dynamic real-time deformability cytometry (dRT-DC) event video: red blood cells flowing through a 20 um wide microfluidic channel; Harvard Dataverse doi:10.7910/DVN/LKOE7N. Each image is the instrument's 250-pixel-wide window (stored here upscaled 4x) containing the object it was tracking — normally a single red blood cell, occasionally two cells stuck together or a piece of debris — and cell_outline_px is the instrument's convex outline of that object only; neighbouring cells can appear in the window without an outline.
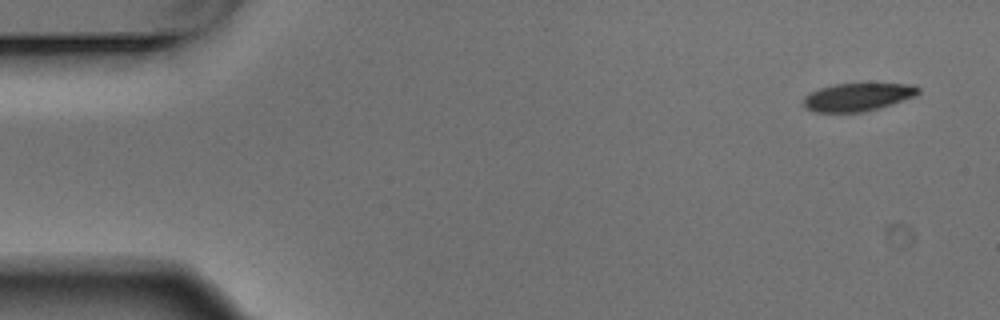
{"species": "Egyptian fruit bat (a non-hibernating species)", "species_latin": "Rousettus aegyptiacus", "temperature_condition": "warm", "stored_images_in_passage": 8, "camera_frame_rate_fps": 3000, "um_per_image_px": 0.085, "animal": {"sex": "male"}, "frame": {"image": 1, "passage_image": 1, "time_ms": 0.0, "image_size_px": [1000, 320], "cell_outline_px": [[920, 92], [916, 96], [880, 108], [864, 112], [816, 112], [804, 108], [804, 96], [808, 92], [832, 84], [916, 84], [920, 88]], "centroid_in_image_um": [72.91, 8.25], "position_along_channel_um": 12.1, "area_um2": 18.9}}
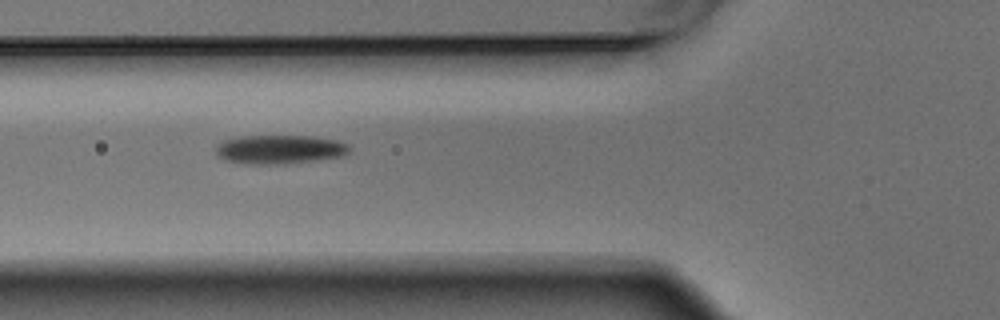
{"frame": {"image": 2, "passage_image": 5, "time_ms": 1.333, "image_size_px": [1000, 320], "cell_outline_px": [[348, 152], [344, 156], [284, 164], [244, 164], [228, 160], [216, 156], [216, 148], [224, 140], [240, 136], [312, 136], [336, 140], [348, 144]], "centroid_in_image_um": [23.76, 12.7], "position_along_channel_um": 102.0, "area_um2": 22.37}}
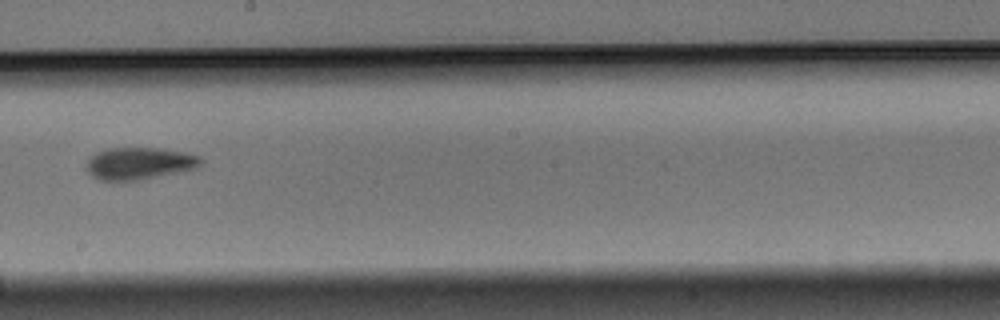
{"frame": {"image": 3, "passage_image": 8, "time_ms": 2.333, "image_size_px": [1000, 320], "cell_outline_px": [[204, 160], [196, 168], [140, 180], [100, 180], [92, 176], [84, 168], [88, 160], [96, 152], [108, 148], [156, 148], [184, 152], [200, 156]], "centroid_in_image_um": [11.82, 13.88], "position_along_channel_um": 236.4, "area_um2": 21.33}}